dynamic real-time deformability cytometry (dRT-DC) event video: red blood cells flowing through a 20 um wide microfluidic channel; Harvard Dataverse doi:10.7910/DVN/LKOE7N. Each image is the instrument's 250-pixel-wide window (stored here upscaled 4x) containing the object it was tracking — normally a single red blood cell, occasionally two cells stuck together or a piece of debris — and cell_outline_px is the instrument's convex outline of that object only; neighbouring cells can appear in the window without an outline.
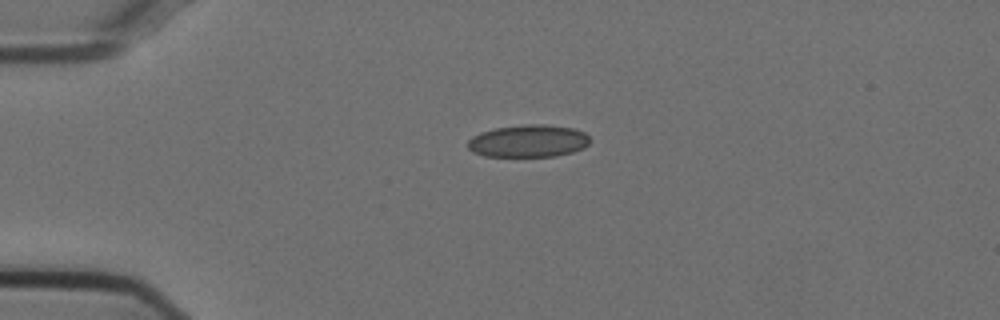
{"species": "Egyptian fruit bat (a non-hibernating species)", "species_latin": "Rousettus aegyptiacus", "temperature_condition": "cold", "stored_images_in_passage": 42, "camera_frame_rate_fps": 3000, "um_per_image_px": 0.085, "animal": {"sex": "female"}, "frame": {"image": 1, "passage_image": 1, "time_ms": 0.0, "image_size_px": [1000, 320], "cell_outline_px": [[588, 144], [584, 148], [572, 152], [556, 156], [484, 156], [472, 152], [468, 148], [468, 140], [472, 136], [480, 132], [496, 128], [524, 124], [544, 124], [572, 128], [584, 132], [588, 136]], "centroid_in_image_um": [44.88, 11.98], "position_along_channel_um": 40.1, "area_um2": 23.06}}
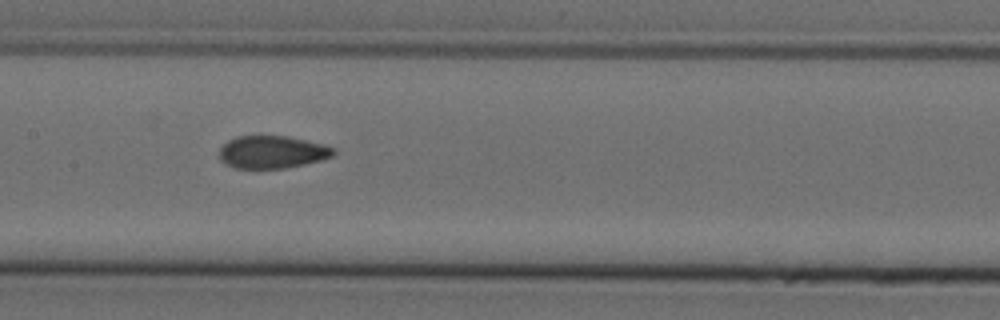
{"frame": {"image": 2, "passage_image": 15, "time_ms": 4.667, "image_size_px": [1000, 320], "cell_outline_px": [[336, 152], [332, 156], [320, 160], [304, 164], [284, 168], [236, 168], [220, 160], [220, 148], [228, 140], [236, 136], [288, 136], [324, 144], [336, 148]], "centroid_in_image_um": [23.16, 12.91], "position_along_channel_um": 184.2, "area_um2": 21.62}}
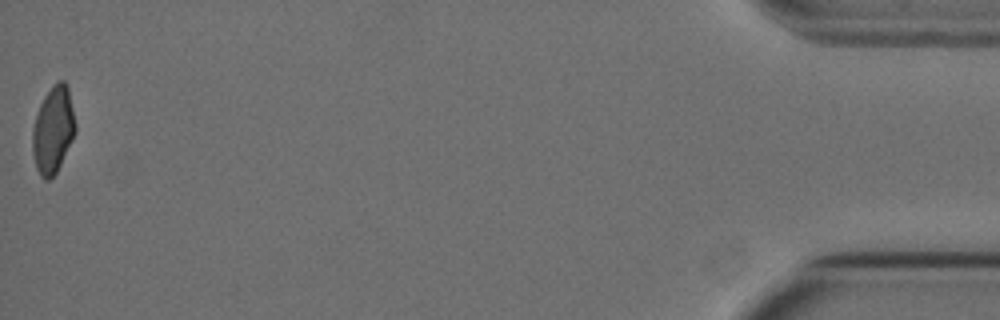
{"frame": {"image": 3, "passage_image": 42, "time_ms": 13.667, "image_size_px": [1000, 320], "cell_outline_px": [[76, 132], [56, 172], [48, 180], [44, 180], [40, 176], [36, 168], [32, 152], [32, 128], [40, 104], [44, 96], [52, 84], [56, 80], [64, 80], [68, 88], [76, 124]], "centroid_in_image_um": [4.5, 11.02], "position_along_channel_um": 430.7, "area_um2": 21.73}, "authors_computed_cell_mechanics": {"area_um2": 22.6287, "velocity_mm_per_s": 3.7631, "shape_relaxation_time_tau1_ms": null, "shape_relaxation_time_tau2_ms": 1.3367, "deformation_change_tau1": null, "deformation_change_tau2": 0.0562}}